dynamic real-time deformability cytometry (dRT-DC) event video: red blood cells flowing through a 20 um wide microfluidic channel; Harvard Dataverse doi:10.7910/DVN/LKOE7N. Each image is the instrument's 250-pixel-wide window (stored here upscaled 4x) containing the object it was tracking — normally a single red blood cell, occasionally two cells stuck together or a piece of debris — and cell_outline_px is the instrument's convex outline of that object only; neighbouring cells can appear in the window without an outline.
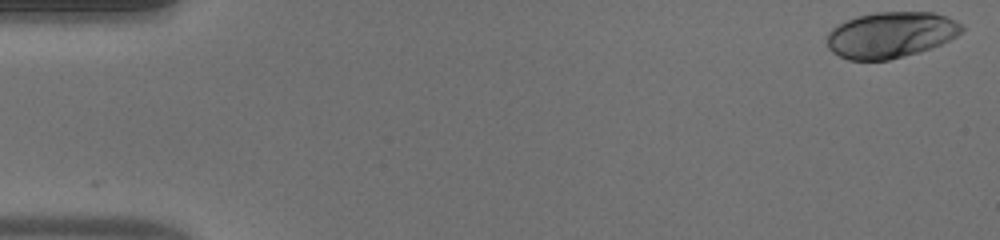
{"species": "human", "species_latin": "Homo sapiens", "temperature_condition": "warm", "stored_images_in_passage": 50, "camera_frame_rate_fps": 3000, "um_per_image_px": 0.085, "donor": {"sex": "male"}, "frame": {"image": 1, "passage_image": 1, "time_ms": 0.0, "image_size_px": [1000, 240], "cell_outline_px": [[964, 28], [956, 36], [940, 44], [916, 52], [888, 60], [848, 60], [832, 52], [828, 48], [828, 32], [832, 28], [856, 16], [876, 12], [932, 12], [948, 16], [964, 24]], "centroid_in_image_um": [75.72, 2.95], "position_along_channel_um": 9.3, "area_um2": 35.89}}
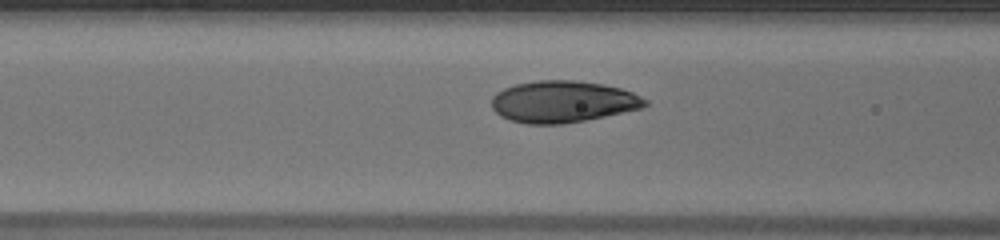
{"frame": {"image": 2, "passage_image": 20, "time_ms": 6.333, "image_size_px": [1000, 240], "cell_outline_px": [[648, 104], [644, 108], [564, 124], [528, 124], [508, 120], [500, 116], [492, 108], [492, 96], [496, 92], [504, 88], [516, 84], [536, 80], [576, 80], [604, 84], [620, 88], [632, 92], [648, 100]], "centroid_in_image_um": [47.84, 8.64], "position_along_channel_um": 118.8, "area_um2": 37.51}}
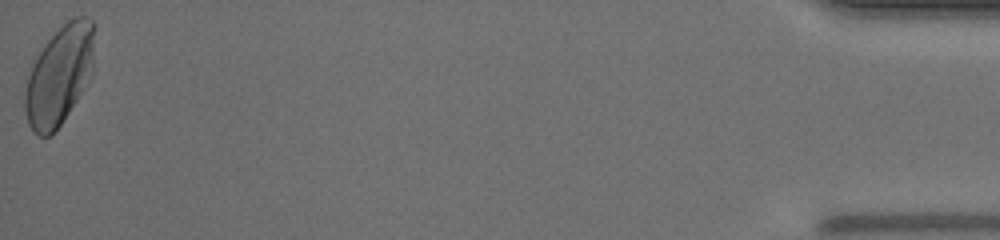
{"frame": {"image": 3, "passage_image": 50, "time_ms": 16.333, "image_size_px": [1000, 240], "cell_outline_px": [[96, 28], [92, 76], [88, 84], [52, 136], [40, 136], [28, 124], [24, 108], [24, 92], [28, 76], [44, 44], [68, 20], [76, 16], [84, 16], [92, 20], [96, 24]], "centroid_in_image_um": [5.09, 6.38], "position_along_channel_um": 430.1, "area_um2": 40.29}, "authors_computed_cell_mechanics": {"area_um2": 37.1076, "velocity_mm_per_s": 4.0762, "shape_relaxation_time_tau1_ms": 3.1933, "shape_relaxation_time_tau2_ms": null, "deformation_change_tau1": 0.1639, "deformation_change_tau2": null}}